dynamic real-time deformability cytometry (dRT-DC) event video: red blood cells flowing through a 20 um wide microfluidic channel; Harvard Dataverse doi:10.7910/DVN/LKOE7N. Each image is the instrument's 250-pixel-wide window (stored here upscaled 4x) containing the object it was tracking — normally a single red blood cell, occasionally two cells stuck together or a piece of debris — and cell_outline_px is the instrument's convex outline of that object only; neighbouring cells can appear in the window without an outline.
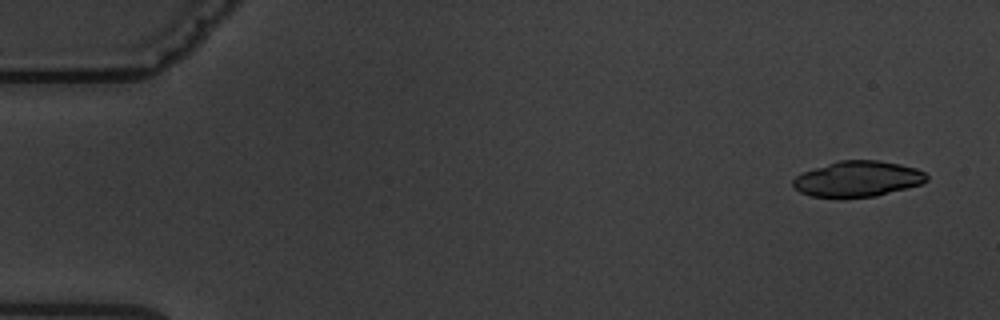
{"species": "common noctule bat (a hibernating species)", "species_latin": "Nyctalus noctula", "temperature_condition": "warm", "stored_images_in_passage": 5, "camera_frame_rate_fps": 3000, "um_per_image_px": 0.085, "animal": {"sex": "male", "body_mass_g": 19.5, "forearm_length_mm": 54.6}, "frame": {"image": 1, "passage_image": 1, "time_ms": 0.0, "image_size_px": [1000, 320], "cell_outline_px": [[928, 180], [920, 184], [876, 196], [812, 196], [800, 192], [792, 184], [792, 180], [796, 176], [804, 172], [840, 160], [876, 160], [900, 164], [916, 168], [924, 172], [928, 176]], "centroid_in_image_um": [72.93, 15.19], "position_along_channel_um": 12.1, "area_um2": 27.11}}